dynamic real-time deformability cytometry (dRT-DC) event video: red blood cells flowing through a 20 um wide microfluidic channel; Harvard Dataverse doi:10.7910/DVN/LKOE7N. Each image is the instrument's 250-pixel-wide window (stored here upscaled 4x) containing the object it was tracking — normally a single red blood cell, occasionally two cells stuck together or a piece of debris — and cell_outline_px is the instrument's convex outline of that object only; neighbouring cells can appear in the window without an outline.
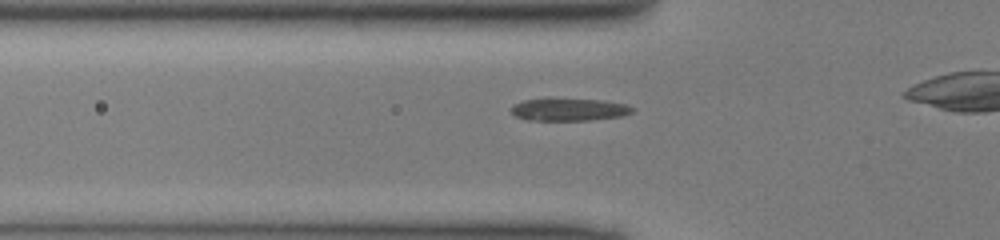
{"species": "common noctule bat (a hibernating species)", "species_latin": "Nyctalus noctula", "temperature_condition": "cold", "stored_images_in_passage": 30, "camera_frame_rate_fps": 3000, "um_per_image_px": 0.085, "animal": {"sex": "male", "body_mass_g": 13.0, "forearm_length_mm": 53.1}, "frame": {"image": 1, "passage_image": 7, "time_ms": 2.0, "image_size_px": [1000, 240], "cell_outline_px": [[636, 108], [632, 112], [624, 116], [592, 120], [528, 120], [516, 116], [508, 108], [512, 104], [524, 100], [604, 100], [624, 104]], "centroid_in_image_um": [48.39, 9.33], "position_along_channel_um": 77.4, "area_um2": 15.61}}
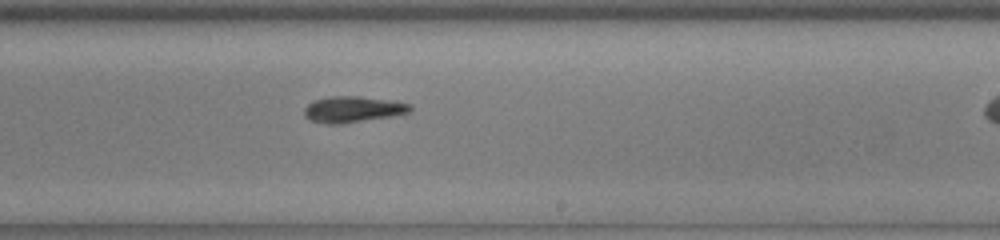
{"frame": {"image": 2, "passage_image": 20, "time_ms": 6.333, "image_size_px": [1000, 240], "cell_outline_px": [[412, 108], [408, 112], [392, 116], [340, 124], [324, 124], [308, 120], [304, 116], [304, 108], [312, 100], [328, 96], [360, 96], [392, 100], [412, 104]], "centroid_in_image_um": [29.95, 9.29], "position_along_channel_um": 259.1, "area_um2": 16.36}}
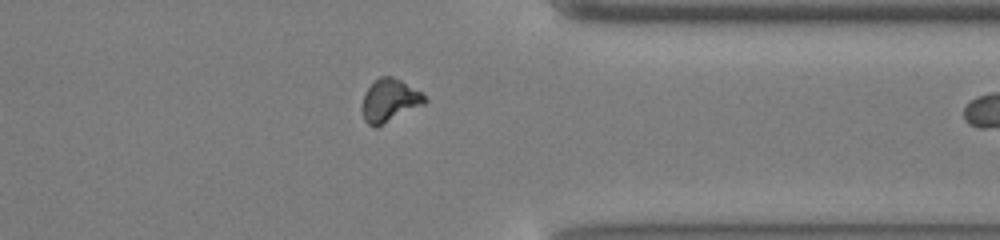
{"frame": {"image": 3, "passage_image": 29, "time_ms": 9.333, "image_size_px": [1000, 240], "cell_outline_px": [[428, 100], [424, 104], [376, 128], [372, 128], [364, 120], [360, 108], [364, 92], [380, 76], [392, 76], [400, 80], [420, 92]], "centroid_in_image_um": [33.06, 8.57], "position_along_channel_um": 378.3, "area_um2": 15.66}}